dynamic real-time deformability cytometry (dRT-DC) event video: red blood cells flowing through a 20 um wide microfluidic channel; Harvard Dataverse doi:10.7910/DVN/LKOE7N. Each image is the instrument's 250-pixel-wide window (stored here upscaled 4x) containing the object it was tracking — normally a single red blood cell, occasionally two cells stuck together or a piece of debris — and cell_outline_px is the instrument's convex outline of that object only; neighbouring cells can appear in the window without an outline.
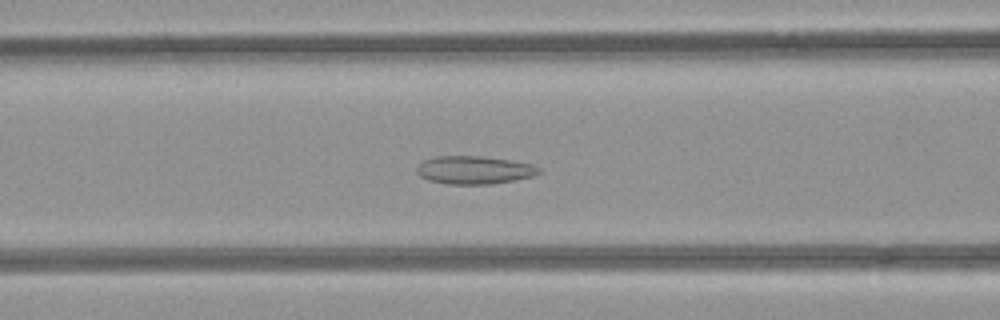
{"species": "common noctule bat (a hibernating species)", "species_latin": "Nyctalus noctula", "temperature_condition": "room temperature", "stored_images_in_passage": 38, "camera_frame_rate_fps": 3000, "um_per_image_px": 0.085, "animal": {"sex": "female", "body_mass_g": 21.9}, "frame": {"image": 1, "passage_image": 18, "time_ms": 5.667, "image_size_px": [1000, 320], "cell_outline_px": [[540, 172], [532, 176], [516, 180], [492, 184], [448, 184], [428, 180], [420, 176], [416, 172], [416, 168], [424, 160], [436, 156], [484, 156], [532, 164], [540, 168]], "centroid_in_image_um": [40.3, 14.45], "position_along_channel_um": 126.3, "area_um2": 19.94}}
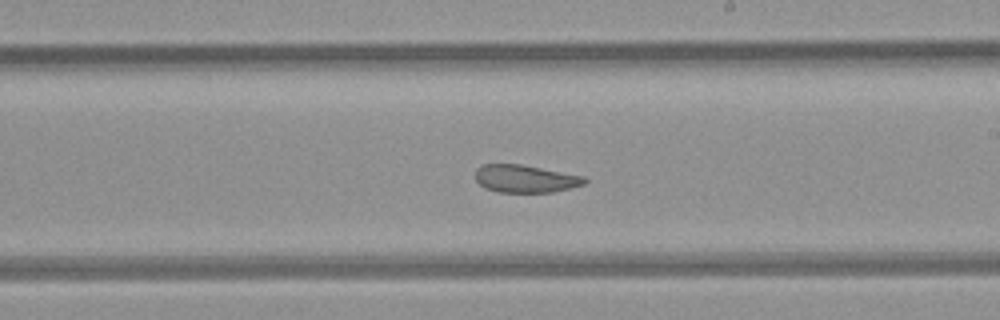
{"frame": {"image": 2, "passage_image": 27, "time_ms": 8.667, "image_size_px": [1000, 320], "cell_outline_px": [[588, 180], [584, 184], [552, 192], [496, 192], [484, 188], [476, 180], [476, 168], [484, 164], [520, 164], [584, 176]], "centroid_in_image_um": [44.62, 15.19], "position_along_channel_um": 244.4, "area_um2": 17.51}}
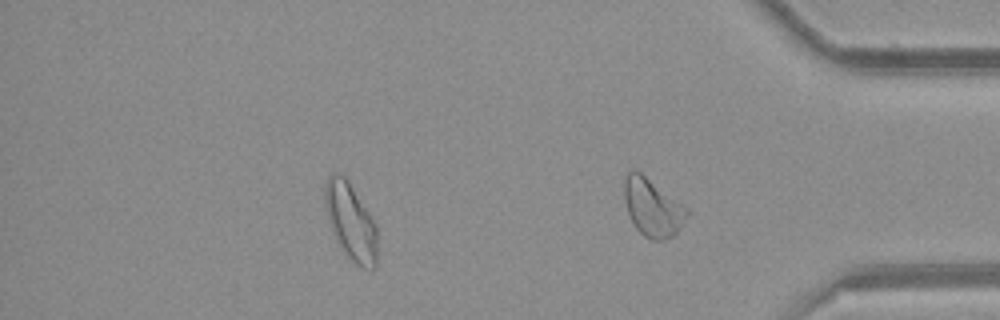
{"frame": {"image": 3, "passage_image": 38, "time_ms": 12.333, "image_size_px": [1000, 320], "cell_outline_px": [[688, 216], [680, 228], [672, 236], [664, 240], [652, 240], [644, 236], [636, 228], [628, 212], [624, 200], [624, 176], [628, 172], [640, 172], [688, 208]], "centroid_in_image_um": [55.47, 17.65], "position_along_channel_um": 379.7, "area_um2": 20.81}, "authors_computed_cell_mechanics": {"area_um2": 20.1433, "velocity_mm_per_s": 3.9353, "shape_relaxation_time_tau1_ms": null, "shape_relaxation_time_tau2_ms": 2.4236, "deformation_change_tau1": null, "deformation_change_tau2": 0.1016}}